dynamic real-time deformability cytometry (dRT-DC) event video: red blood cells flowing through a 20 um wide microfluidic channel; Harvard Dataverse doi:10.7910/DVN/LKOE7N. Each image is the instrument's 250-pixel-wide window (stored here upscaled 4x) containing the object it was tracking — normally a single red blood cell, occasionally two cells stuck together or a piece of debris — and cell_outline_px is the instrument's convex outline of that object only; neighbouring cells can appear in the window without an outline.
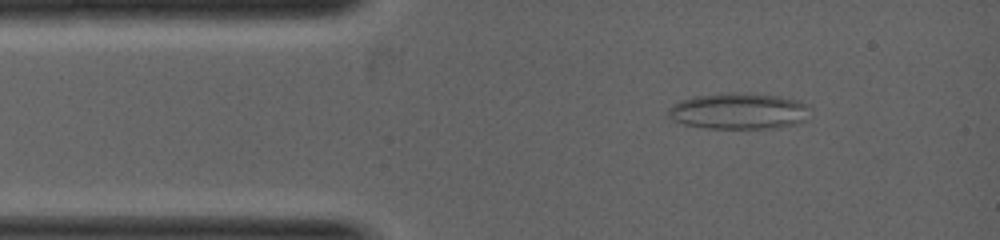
{"species": "common noctule bat (a hibernating species)", "species_latin": "Nyctalus noctula", "temperature_condition": "warm", "stored_images_in_passage": 2, "camera_frame_rate_fps": 5000, "um_per_image_px": 0.085, "animal": {"sex": "female", "body_mass_g": 19.0, "forearm_length_mm": 53.3}, "frame": {"image": 1, "passage_image": 1, "time_ms": 0.0, "image_size_px": [1000, 240], "cell_outline_px": [[808, 104], [804, 120], [796, 124], [780, 128], [708, 128], [684, 124], [672, 120], [664, 116], [668, 108], [672, 104], [680, 100], [696, 96], [720, 92], [752, 92], [780, 96], [800, 100]], "centroid_in_image_um": [62.74, 9.42], "position_along_channel_um": 22.3, "area_um2": 30.52}}
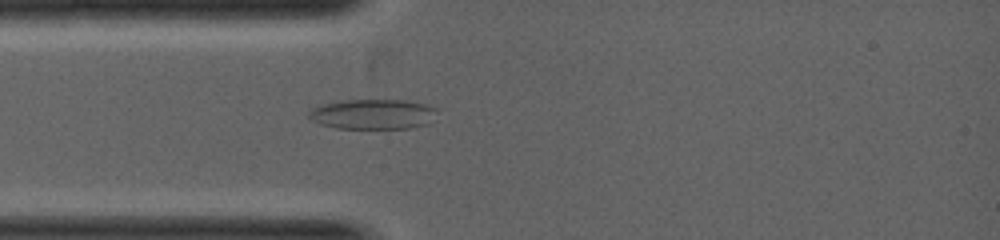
{"frame": {"image": 2, "passage_image": 2, "time_ms": 0.8, "image_size_px": [1000, 240], "cell_outline_px": [[436, 112], [428, 124], [408, 128], [336, 128], [320, 124], [312, 120], [308, 116], [308, 112], [312, 108], [324, 104], [340, 100], [404, 100], [424, 104], [436, 108]], "centroid_in_image_um": [31.66, 9.7], "position_along_channel_um": 53.3, "area_um2": 22.31}}